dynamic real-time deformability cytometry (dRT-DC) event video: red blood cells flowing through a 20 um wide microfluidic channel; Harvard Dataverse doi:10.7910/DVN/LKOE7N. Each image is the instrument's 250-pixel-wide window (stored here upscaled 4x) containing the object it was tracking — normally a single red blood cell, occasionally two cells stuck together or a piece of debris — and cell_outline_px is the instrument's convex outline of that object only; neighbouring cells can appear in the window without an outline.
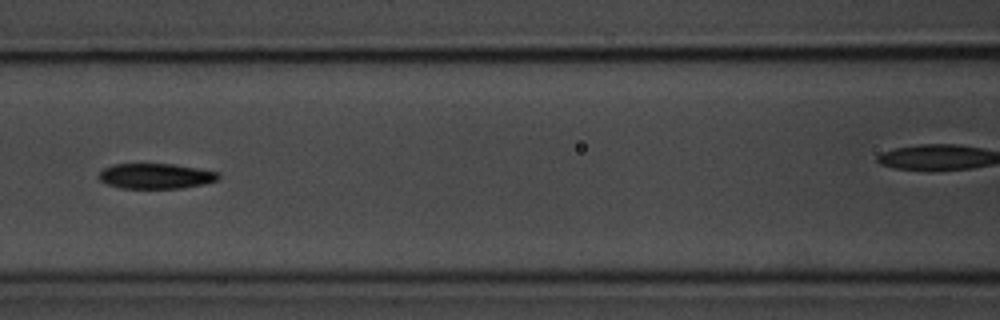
{"species": "common noctule bat (a hibernating species)", "species_latin": "Nyctalus noctula", "temperature_condition": "room temperature", "stored_images_in_passage": 17, "camera_frame_rate_fps": 3000, "um_per_image_px": 0.085, "animal": {"sex": "male", "body_mass_g": 20.1, "forearm_length_mm": 53.5}, "frame": {"image": 1, "passage_image": 8, "time_ms": 8.0, "image_size_px": [1000, 320], "cell_outline_px": [[220, 176], [216, 180], [204, 184], [180, 188], [120, 188], [108, 184], [100, 180], [96, 176], [104, 168], [116, 164], [172, 164], [220, 172]], "centroid_in_image_um": [13.23, 14.97], "position_along_channel_um": 153.4, "area_um2": 17.51}}
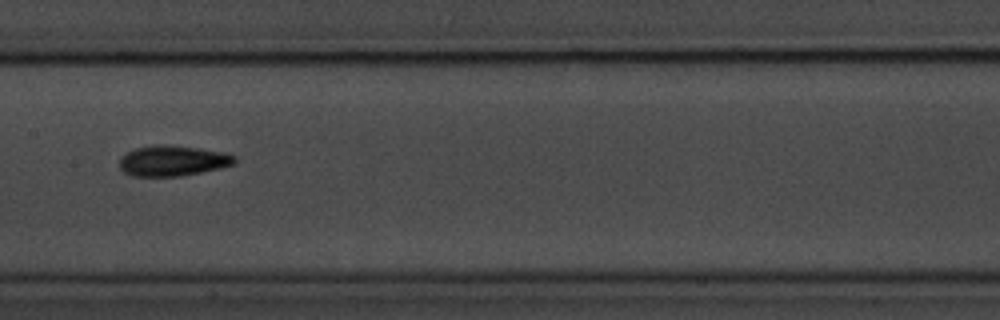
{"frame": {"image": 2, "passage_image": 10, "time_ms": 11.0, "image_size_px": [1000, 320], "cell_outline_px": [[236, 160], [232, 164], [220, 168], [180, 176], [132, 176], [124, 172], [120, 168], [120, 156], [136, 148], [156, 144], [164, 144], [200, 148], [224, 152], [236, 156]], "centroid_in_image_um": [14.67, 13.65], "position_along_channel_um": 192.7, "area_um2": 20.46}}
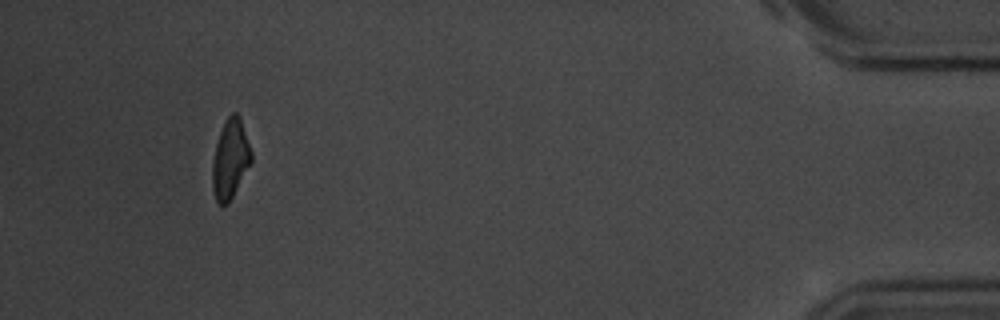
{"frame": {"image": 3, "passage_image": 17, "time_ms": 19.333, "image_size_px": [1000, 320], "cell_outline_px": [[252, 160], [228, 204], [220, 204], [216, 200], [212, 188], [212, 164], [216, 144], [220, 132], [228, 116], [232, 112], [236, 112], [240, 116], [252, 152]], "centroid_in_image_um": [19.57, 13.5], "position_along_channel_um": 415.6, "area_um2": 17.74}, "authors_computed_cell_mechanics": {"area_um2": 19.2474, "velocity_mm_per_s": 3.491, "shape_relaxation_time_tau1_ms": 4.7565, "shape_relaxation_time_tau2_ms": null, "deformation_change_tau1": 0.1994, "deformation_change_tau2": null}}